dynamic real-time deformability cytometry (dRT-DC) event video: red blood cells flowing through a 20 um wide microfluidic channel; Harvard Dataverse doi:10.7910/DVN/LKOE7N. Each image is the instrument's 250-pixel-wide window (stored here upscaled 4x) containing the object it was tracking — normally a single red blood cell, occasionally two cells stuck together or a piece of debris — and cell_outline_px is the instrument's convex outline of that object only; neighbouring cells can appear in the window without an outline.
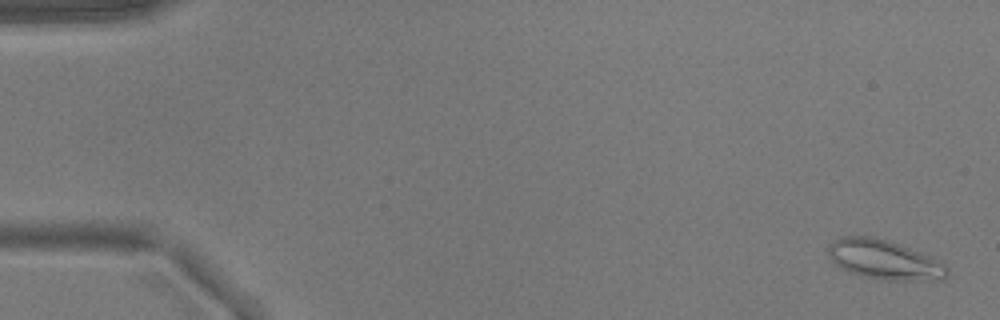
{"species": "common noctule bat (a hibernating species)", "species_latin": "Nyctalus noctula", "temperature_condition": "warm", "stored_images_in_passage": 52, "camera_frame_rate_fps": 3000, "um_per_image_px": 0.085, "animal": {"sex": "male", "body_mass_g": 17.9}, "frame": {"image": 1, "passage_image": 2, "time_ms": 0.333, "image_size_px": [1000, 320], "cell_outline_px": [[948, 276], [944, 280], [888, 280], [864, 276], [848, 272], [836, 264], [828, 256], [828, 244], [832, 240], [840, 236], [876, 236], [924, 252], [932, 256], [944, 264], [948, 268]], "centroid_in_image_um": [75.18, 22.05], "position_along_channel_um": 9.8, "area_um2": 27.8}}
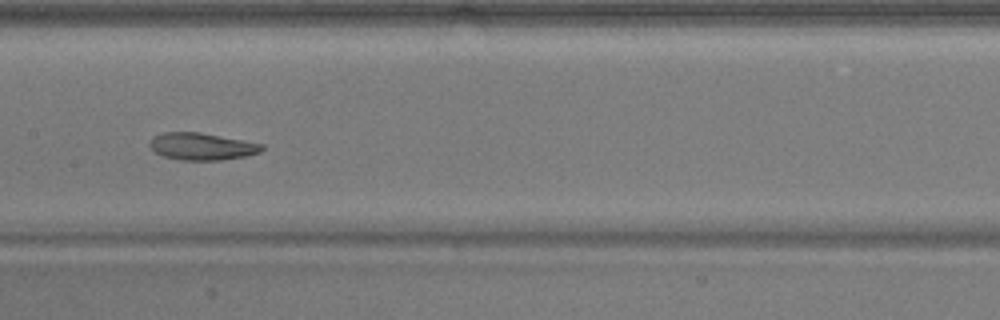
{"frame": {"image": 2, "passage_image": 27, "time_ms": 8.667, "image_size_px": [1000, 320], "cell_outline_px": [[264, 148], [260, 152], [248, 156], [220, 160], [180, 160], [164, 156], [156, 152], [148, 144], [152, 136], [164, 132], [200, 132], [244, 140], [264, 144]], "centroid_in_image_um": [17.17, 12.44], "position_along_channel_um": 190.2, "area_um2": 17.86}}
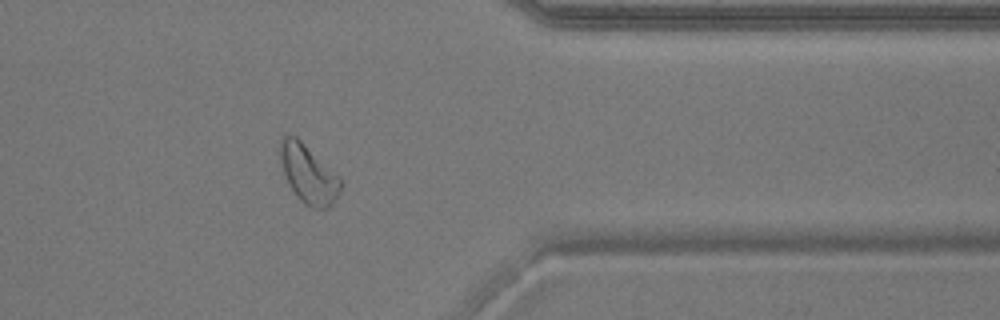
{"frame": {"image": 3, "passage_image": 43, "time_ms": 14.0, "image_size_px": [1000, 320], "cell_outline_px": [[340, 192], [332, 204], [328, 208], [312, 208], [304, 204], [296, 196], [288, 184], [280, 160], [280, 140], [284, 136], [296, 136], [340, 176]], "centroid_in_image_um": [26.21, 14.8], "position_along_channel_um": 385.2, "area_um2": 20.46}}